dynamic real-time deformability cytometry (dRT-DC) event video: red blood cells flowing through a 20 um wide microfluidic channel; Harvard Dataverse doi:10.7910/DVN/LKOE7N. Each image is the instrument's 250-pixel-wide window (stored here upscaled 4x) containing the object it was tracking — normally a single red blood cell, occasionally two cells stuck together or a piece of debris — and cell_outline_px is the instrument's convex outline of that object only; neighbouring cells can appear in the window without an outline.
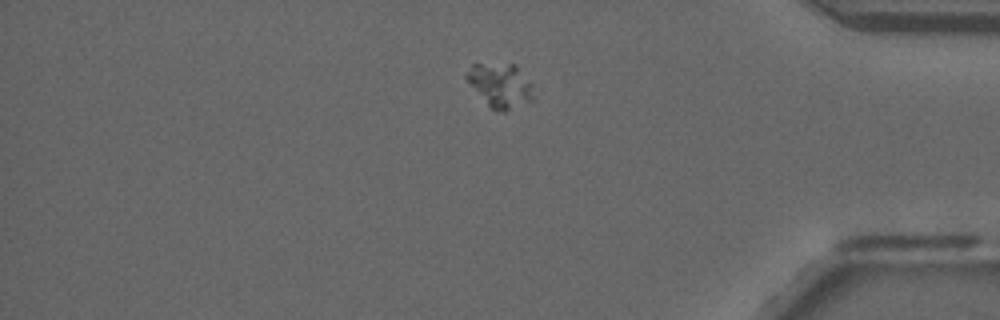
{"species": "common noctule bat (a hibernating species)", "species_latin": "Nyctalus noctula", "temperature_condition": "room temperature", "stored_images_in_passage": 35, "camera_frame_rate_fps": 3000, "um_per_image_px": 0.085, "animal": {"sex": "male", "forearm_length_mm": 52.5}, "frame": {"image": 1, "passage_image": 27, "time_ms": 8.667, "image_size_px": [1000, 320], "cell_outline_px": [[532, 100], [504, 112], [492, 108], [488, 104], [464, 76], [472, 64], [516, 64], [532, 84]], "centroid_in_image_um": [42.55, 7.23], "position_along_channel_um": 392.7, "area_um2": 16.7}}
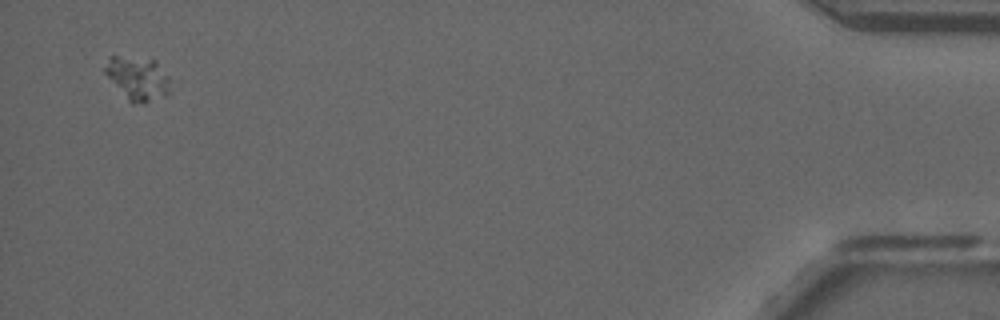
{"frame": {"image": 2, "passage_image": 34, "time_ms": 11.0, "image_size_px": [1000, 320], "cell_outline_px": [[172, 92], [144, 104], [132, 104], [128, 100], [104, 72], [104, 68], [112, 56], [116, 56], [156, 60], [168, 76]], "centroid_in_image_um": [11.75, 6.69], "position_along_channel_um": 423.4, "area_um2": 16.42}}